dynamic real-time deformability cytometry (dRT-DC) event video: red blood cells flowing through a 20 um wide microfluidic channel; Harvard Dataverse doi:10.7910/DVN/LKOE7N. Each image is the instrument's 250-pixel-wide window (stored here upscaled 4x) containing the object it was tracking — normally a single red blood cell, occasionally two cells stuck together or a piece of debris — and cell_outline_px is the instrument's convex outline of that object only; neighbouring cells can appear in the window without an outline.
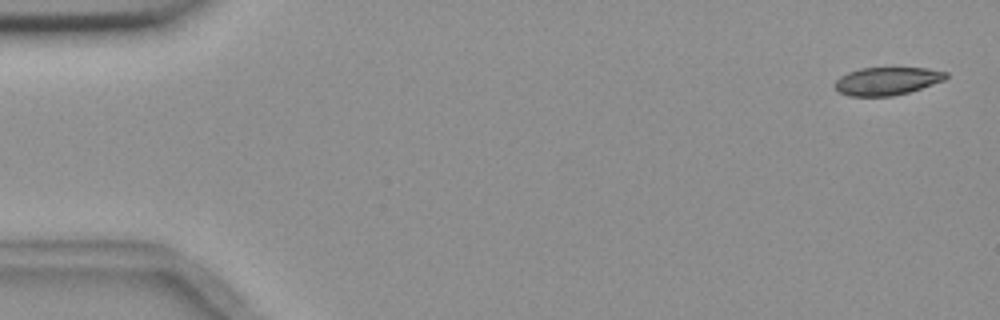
{"species": "common noctule bat (a hibernating species)", "species_latin": "Nyctalus noctula", "temperature_condition": "room temperature", "stored_images_in_passage": 4, "camera_frame_rate_fps": 3000, "um_per_image_px": 0.085, "animal": {"sex": "female", "body_mass_g": 18.4}, "frame": {"image": 1, "passage_image": 1, "time_ms": 0.0, "image_size_px": [1000, 320], "cell_outline_px": [[948, 76], [944, 80], [908, 92], [892, 96], [848, 96], [840, 92], [832, 84], [840, 76], [848, 72], [860, 68], [928, 68], [948, 72]], "centroid_in_image_um": [75.37, 6.88], "position_along_channel_um": 9.6, "area_um2": 18.03}}
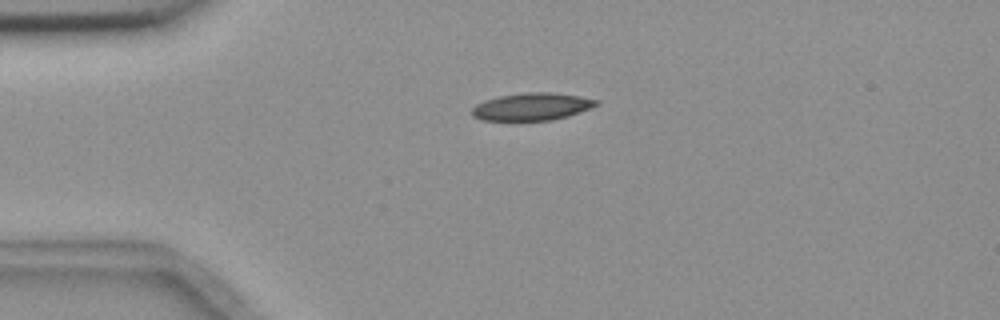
{"frame": {"image": 2, "passage_image": 4, "time_ms": 3.667, "image_size_px": [1000, 320], "cell_outline_px": [[600, 104], [568, 116], [552, 120], [480, 120], [472, 116], [472, 108], [476, 104], [484, 100], [500, 96], [524, 92], [552, 92], [580, 96], [600, 100]], "centroid_in_image_um": [45.22, 9.06], "position_along_channel_um": 39.8, "area_um2": 19.94}}